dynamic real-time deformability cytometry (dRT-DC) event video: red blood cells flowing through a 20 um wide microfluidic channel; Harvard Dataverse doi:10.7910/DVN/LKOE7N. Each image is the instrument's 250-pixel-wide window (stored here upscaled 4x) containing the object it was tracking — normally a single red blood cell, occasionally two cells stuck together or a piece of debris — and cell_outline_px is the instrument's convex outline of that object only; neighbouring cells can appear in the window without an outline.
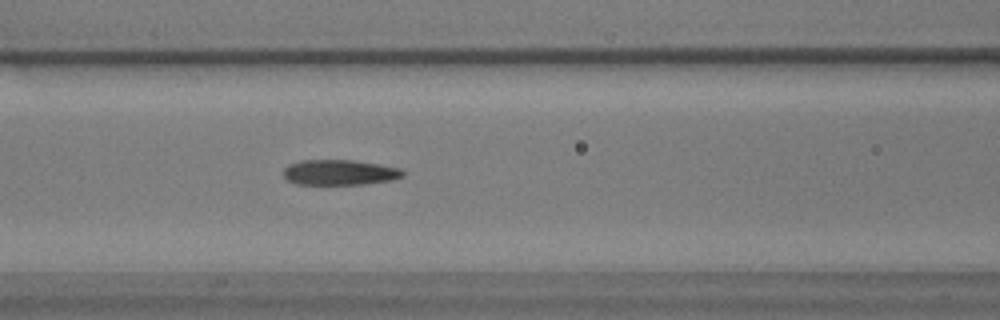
{"species": "common noctule bat (a hibernating species)", "species_latin": "Nyctalus noctula", "temperature_condition": "warm", "stored_images_in_passage": 51, "camera_frame_rate_fps": 3000, "um_per_image_px": 0.085, "animal": {"sex": "male", "body_mass_g": 17.9}, "frame": {"image": 1, "passage_image": 19, "time_ms": 6.0, "image_size_px": [1000, 320], "cell_outline_px": [[404, 176], [392, 180], [364, 184], [296, 184], [288, 180], [284, 176], [284, 168], [288, 164], [300, 160], [352, 160], [400, 168], [404, 172]], "centroid_in_image_um": [28.85, 14.65], "position_along_channel_um": 137.8, "area_um2": 17.57}}
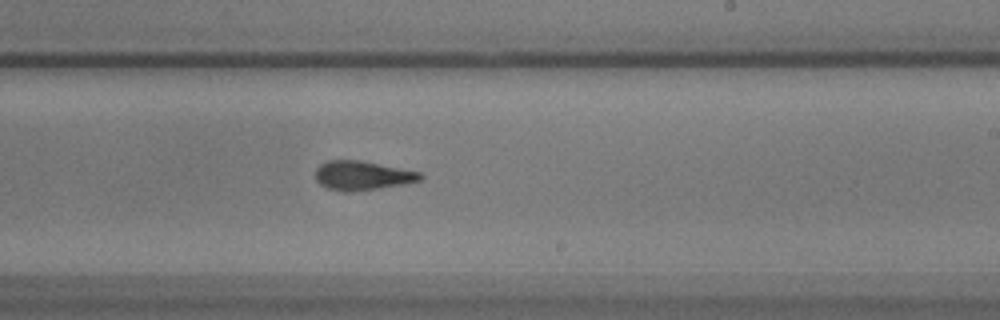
{"frame": {"image": 2, "passage_image": 29, "time_ms": 9.333, "image_size_px": [1000, 320], "cell_outline_px": [[424, 176], [420, 180], [404, 184], [352, 192], [344, 192], [328, 188], [320, 184], [316, 180], [316, 168], [320, 164], [328, 160], [360, 160], [420, 172]], "centroid_in_image_um": [30.78, 14.92], "position_along_channel_um": 258.2, "area_um2": 17.74}}
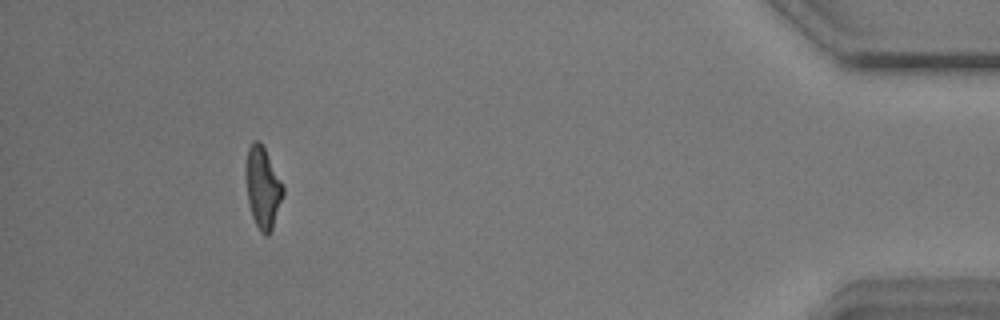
{"frame": {"image": 3, "passage_image": 47, "time_ms": 15.333, "image_size_px": [1000, 320], "cell_outline_px": [[284, 196], [272, 228], [268, 236], [264, 236], [260, 232], [252, 216], [248, 200], [244, 172], [244, 168], [248, 148], [252, 140], [260, 140], [284, 184]], "centroid_in_image_um": [22.33, 15.91], "position_along_channel_um": 412.9, "area_um2": 18.09}, "authors_computed_cell_mechanics": {"area_um2": 18.1492, "velocity_mm_per_s": 3.6193, "shape_relaxation_time_tau1_ms": 9.0806, "shape_relaxation_time_tau2_ms": 2.2857, "deformation_change_tau1": 0.2638, "deformation_change_tau2": 0.111}}